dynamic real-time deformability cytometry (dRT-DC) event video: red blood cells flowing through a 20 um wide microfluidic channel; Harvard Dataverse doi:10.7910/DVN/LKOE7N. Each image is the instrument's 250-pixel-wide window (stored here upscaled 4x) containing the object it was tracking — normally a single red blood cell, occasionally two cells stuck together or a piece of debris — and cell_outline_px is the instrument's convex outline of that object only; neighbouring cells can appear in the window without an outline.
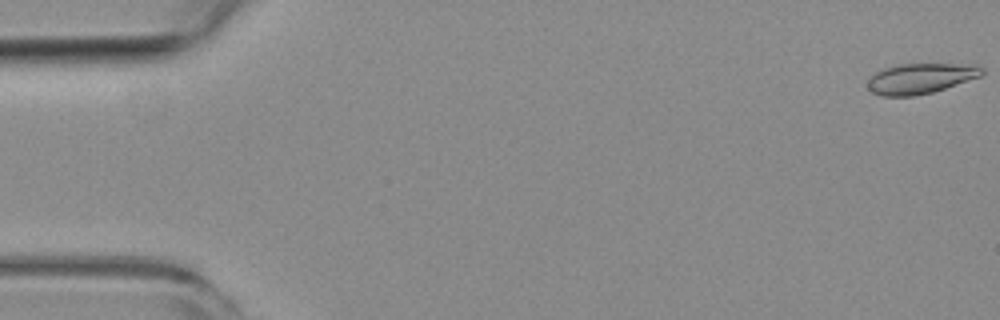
{"species": "common noctule bat (a hibernating species)", "species_latin": "Nyctalus noctula", "temperature_condition": "room temperature", "stored_images_in_passage": 21, "camera_frame_rate_fps": 3000, "um_per_image_px": 0.085, "animal": {"sex": "female", "body_mass_g": 19.3, "forearm_length_mm": 54.1}, "frame": {"image": 1, "passage_image": 1, "time_ms": 0.0, "image_size_px": [1000, 320], "cell_outline_px": [[984, 72], [980, 76], [932, 92], [916, 96], [880, 96], [872, 92], [868, 88], [868, 76], [884, 68], [900, 64], [972, 64], [984, 68]], "centroid_in_image_um": [78.2, 6.67], "position_along_channel_um": 6.8, "area_um2": 20.17}}
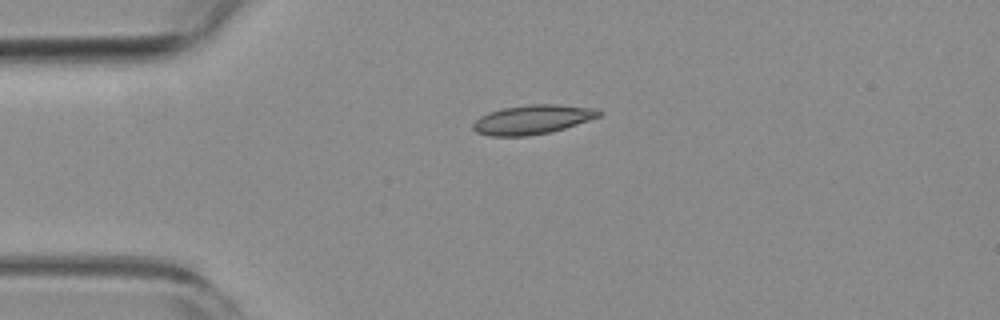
{"frame": {"image": 2, "passage_image": 13, "time_ms": 4.0, "image_size_px": [1000, 320], "cell_outline_px": [[604, 112], [600, 116], [564, 128], [548, 132], [528, 136], [488, 136], [476, 132], [472, 128], [472, 124], [480, 116], [488, 112], [504, 108], [532, 104], [556, 104], [600, 108]], "centroid_in_image_um": [45.27, 10.15], "position_along_channel_um": 39.7, "area_um2": 21.5}}
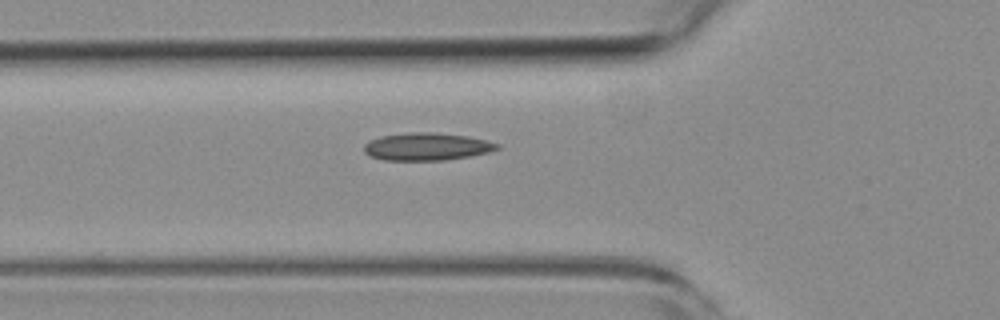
{"frame": {"image": 3, "passage_image": 19, "time_ms": 6.0, "image_size_px": [1000, 320], "cell_outline_px": [[500, 148], [488, 152], [468, 156], [444, 160], [384, 160], [368, 156], [364, 152], [364, 144], [368, 140], [380, 136], [408, 132], [436, 132], [468, 136], [500, 144]], "centroid_in_image_um": [36.22, 12.45], "position_along_channel_um": 89.6, "area_um2": 21.5}}